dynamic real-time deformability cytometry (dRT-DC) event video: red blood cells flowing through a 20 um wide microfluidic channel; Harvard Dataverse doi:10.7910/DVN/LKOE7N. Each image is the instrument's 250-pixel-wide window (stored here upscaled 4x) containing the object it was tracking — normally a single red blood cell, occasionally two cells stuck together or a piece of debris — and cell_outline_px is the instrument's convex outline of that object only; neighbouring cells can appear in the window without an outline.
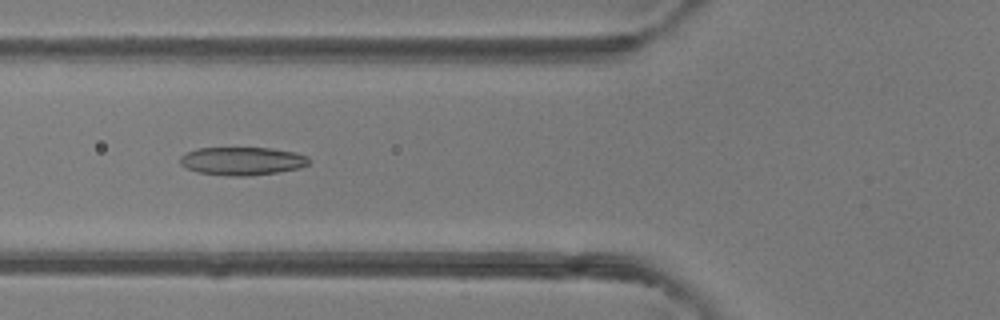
{"species": "common noctule bat (a hibernating species)", "species_latin": "Nyctalus noctula", "temperature_condition": "room temperature", "stored_images_in_passage": 40, "camera_frame_rate_fps": 3000, "um_per_image_px": 0.085, "animal": {"sex": "female"}, "frame": {"image": 1, "passage_image": 10, "time_ms": 3.0, "image_size_px": [1000, 320], "cell_outline_px": [[308, 164], [300, 168], [252, 176], [228, 176], [196, 172], [180, 164], [180, 156], [196, 148], [272, 148], [296, 152], [308, 156]], "centroid_in_image_um": [20.58, 13.69], "position_along_channel_um": 105.2, "area_um2": 21.21}}
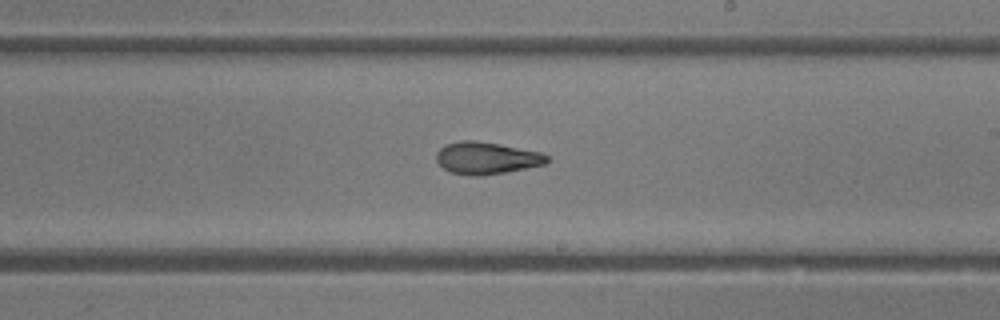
{"frame": {"image": 2, "passage_image": 20, "time_ms": 6.333, "image_size_px": [1000, 320], "cell_outline_px": [[552, 160], [544, 164], [508, 172], [484, 176], [476, 176], [448, 172], [436, 160], [436, 152], [444, 144], [460, 140], [476, 140], [500, 144], [540, 152], [548, 156]], "centroid_in_image_um": [41.35, 13.43], "position_along_channel_um": 247.7, "area_um2": 20.98}}
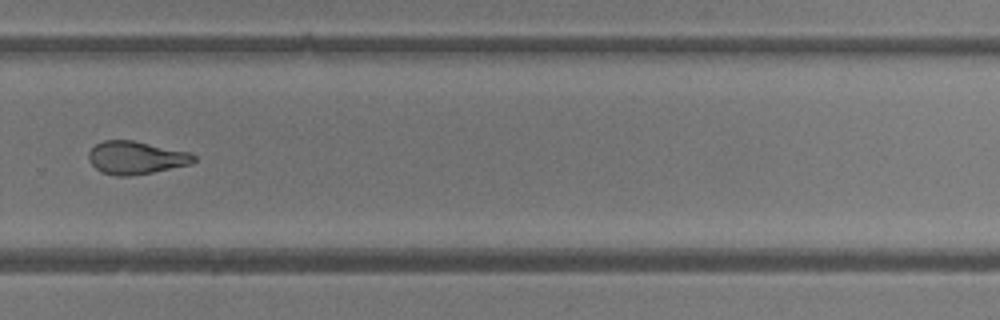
{"frame": {"image": 3, "passage_image": 25, "time_ms": 8.0, "image_size_px": [1000, 320], "cell_outline_px": [[196, 160], [192, 164], [152, 172], [128, 176], [116, 176], [100, 172], [88, 160], [88, 152], [96, 144], [104, 140], [132, 140], [192, 152], [196, 156]], "centroid_in_image_um": [11.58, 13.4], "position_along_channel_um": 318.2, "area_um2": 20.35}, "authors_computed_cell_mechanics": {"area_um2": 20.3456, "velocity_mm_per_s": 4.2552, "shape_relaxation_time_tau1_ms": null, "shape_relaxation_time_tau2_ms": 2.6657, "deformation_change_tau1": null, "deformation_change_tau2": 0.0979}}